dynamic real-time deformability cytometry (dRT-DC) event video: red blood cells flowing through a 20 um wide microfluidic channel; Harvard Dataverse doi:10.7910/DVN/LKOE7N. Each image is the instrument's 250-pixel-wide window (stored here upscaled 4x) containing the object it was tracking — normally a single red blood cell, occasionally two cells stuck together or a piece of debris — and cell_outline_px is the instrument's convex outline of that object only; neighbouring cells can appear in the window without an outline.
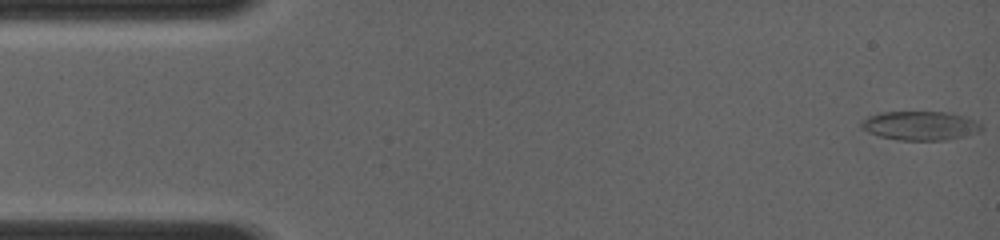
{"species": "common noctule bat (a hibernating species)", "species_latin": "Nyctalus noctula", "temperature_condition": "room temperature", "stored_images_in_passage": 5, "camera_frame_rate_fps": 4000, "um_per_image_px": 0.085, "animal": {"sex": "female", "body_mass_g": 19.0, "forearm_length_mm": 56.7}, "frame": {"image": 1, "passage_image": 1, "time_ms": 0.0, "image_size_px": [1000, 240], "cell_outline_px": [[984, 128], [980, 132], [948, 140], [896, 140], [880, 136], [868, 132], [860, 124], [860, 120], [868, 116], [880, 112], [948, 112], [964, 116], [980, 124]], "centroid_in_image_um": [78.21, 10.68], "position_along_channel_um": 6.8, "area_um2": 20.35}}
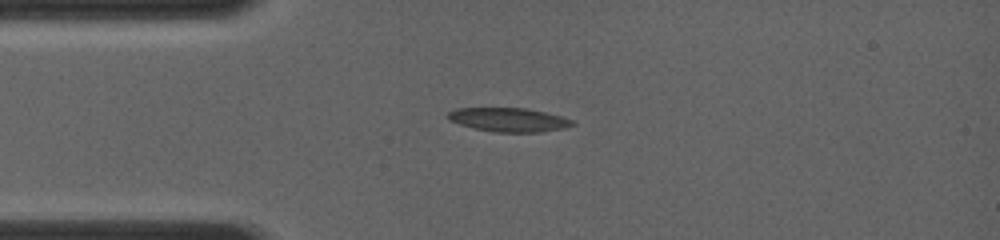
{"frame": {"image": 2, "passage_image": 5, "time_ms": 3.25, "image_size_px": [1000, 240], "cell_outline_px": [[576, 124], [564, 128], [540, 132], [496, 132], [476, 128], [460, 124], [448, 120], [444, 116], [448, 112], [456, 108], [524, 108], [544, 112], [560, 116], [572, 120]], "centroid_in_image_um": [43.2, 10.17], "position_along_channel_um": 41.8, "area_um2": 17.22}}